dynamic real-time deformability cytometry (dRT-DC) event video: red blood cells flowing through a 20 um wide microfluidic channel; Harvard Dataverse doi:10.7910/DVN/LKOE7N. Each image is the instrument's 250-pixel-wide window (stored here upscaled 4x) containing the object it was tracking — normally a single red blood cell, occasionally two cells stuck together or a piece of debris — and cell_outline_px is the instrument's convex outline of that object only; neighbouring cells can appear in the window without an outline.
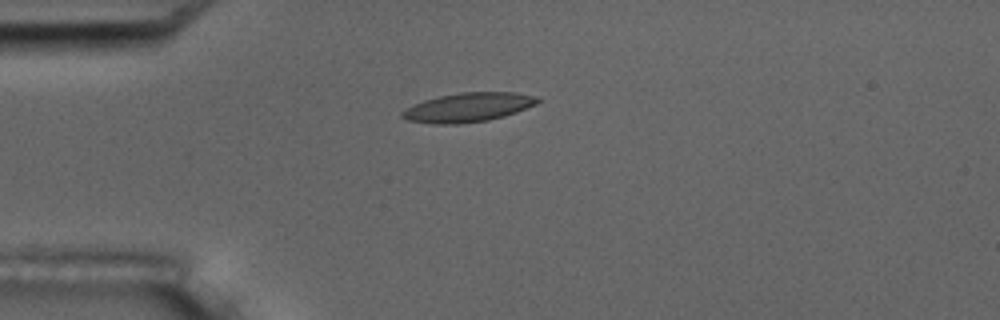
{"species": "common noctule bat (a hibernating species)", "species_latin": "Nyctalus noctula", "temperature_condition": "room temperature", "stored_images_in_passage": 13, "camera_frame_rate_fps": 3000, "um_per_image_px": 0.085, "animal": {"sex": "male", "body_mass_g": 17.5, "forearm_length_mm": 52.3}, "frame": {"image": 1, "passage_image": 4, "time_ms": 4.333, "image_size_px": [1000, 320], "cell_outline_px": [[544, 100], [536, 104], [516, 112], [504, 116], [488, 120], [456, 124], [432, 124], [408, 120], [400, 116], [400, 112], [412, 104], [424, 100], [440, 96], [460, 92], [512, 92], [540, 96]], "centroid_in_image_um": [39.81, 9.12], "position_along_channel_um": 45.2, "area_um2": 23.18}}
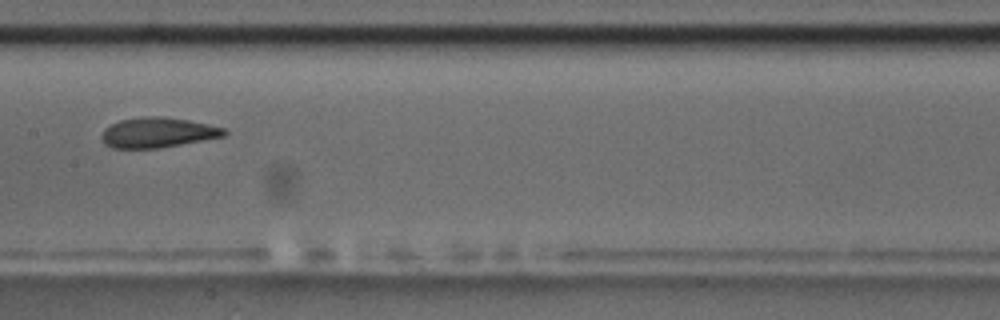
{"frame": {"image": 2, "passage_image": 8, "time_ms": 9.0, "image_size_px": [1000, 320], "cell_outline_px": [[228, 132], [224, 136], [160, 148], [112, 148], [104, 144], [100, 136], [104, 128], [120, 120], [144, 116], [164, 116], [188, 120], [224, 128]], "centroid_in_image_um": [13.37, 11.26], "position_along_channel_um": 194.0, "area_um2": 21.5}, "authors_computed_cell_mechanics": {"area_um2": 21.6172, "velocity_mm_per_s": 3.5866, "shape_relaxation_time_tau1_ms": 3.6228, "shape_relaxation_time_tau2_ms": 2.201, "deformation_change_tau1": 0.1079, "deformation_change_tau2": 0.0843}}